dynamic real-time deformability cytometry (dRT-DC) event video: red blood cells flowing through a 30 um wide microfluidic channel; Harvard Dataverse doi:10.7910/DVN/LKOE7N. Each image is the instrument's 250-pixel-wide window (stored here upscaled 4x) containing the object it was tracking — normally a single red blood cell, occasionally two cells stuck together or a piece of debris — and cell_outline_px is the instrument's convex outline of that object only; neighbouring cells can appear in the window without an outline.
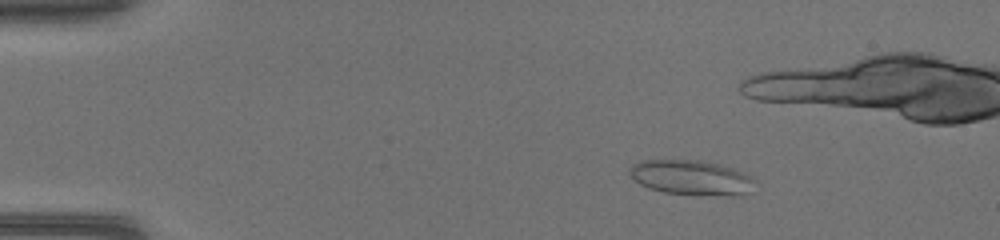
{"species": "common noctule bat (a hibernating species)", "species_latin": "Nyctalus noctula", "temperature_condition": "warm", "stored_images_in_passage": 46, "camera_frame_rate_fps": 3000, "um_per_image_px": 0.085, "animal": {"sex": "female", "body_mass_g": 17.0, "forearm_length_mm": 48.0}, "frame": {"image": 1, "passage_image": 6, "time_ms": 1.667, "image_size_px": [1000, 240], "cell_outline_px": [[756, 180], [752, 192], [740, 196], [728, 196], [664, 192], [648, 188], [640, 184], [628, 172], [628, 168], [632, 164], [640, 160], [700, 160], [732, 168], [744, 172], [752, 176]], "centroid_in_image_um": [58.81, 15.1], "position_along_channel_um": 26.2, "area_um2": 25.66}}
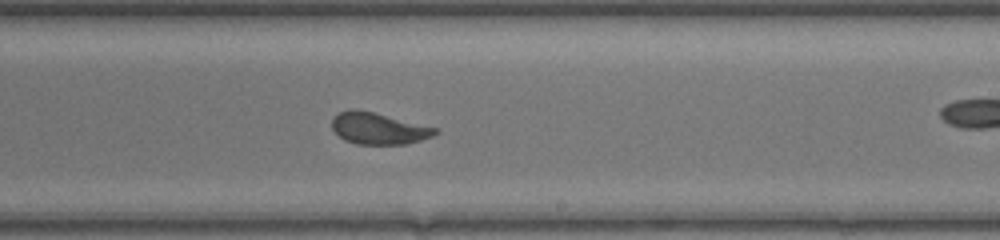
{"frame": {"image": 2, "passage_image": 27, "time_ms": 8.667, "image_size_px": [1000, 240], "cell_outline_px": [[440, 132], [432, 136], [420, 140], [404, 144], [356, 144], [344, 140], [332, 128], [332, 120], [336, 112], [352, 108], [356, 108], [440, 128]], "centroid_in_image_um": [32.18, 10.9], "position_along_channel_um": 256.8, "area_um2": 19.19}}
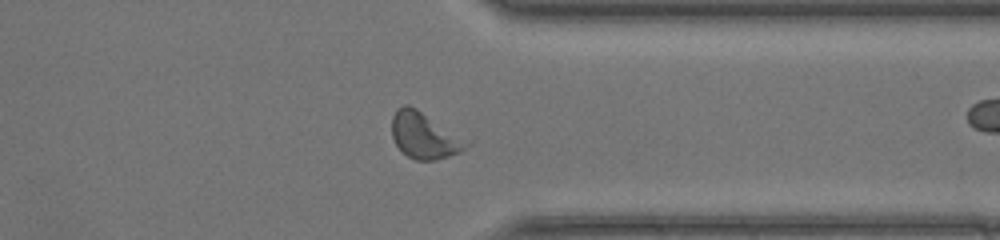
{"frame": {"image": 3, "passage_image": 35, "time_ms": 11.333, "image_size_px": [1000, 240], "cell_outline_px": [[472, 140], [460, 152], [436, 160], [416, 160], [408, 156], [396, 144], [392, 136], [392, 116], [396, 108], [404, 104], [408, 104], [416, 108]], "centroid_in_image_um": [36.1, 11.49], "position_along_channel_um": 375.3, "area_um2": 20.35}}